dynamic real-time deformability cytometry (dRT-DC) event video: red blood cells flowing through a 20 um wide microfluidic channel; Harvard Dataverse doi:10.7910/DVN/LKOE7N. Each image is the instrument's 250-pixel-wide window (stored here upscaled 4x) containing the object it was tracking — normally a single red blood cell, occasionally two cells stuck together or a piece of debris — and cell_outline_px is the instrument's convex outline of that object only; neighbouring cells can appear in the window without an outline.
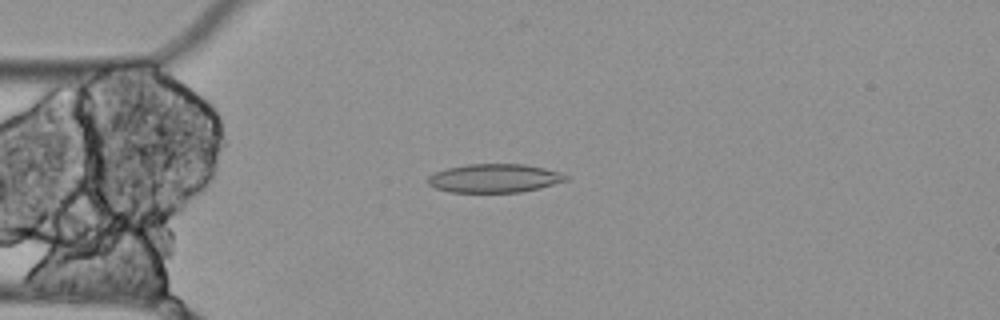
{"species": "Egyptian fruit bat (a non-hibernating species)", "species_latin": "Rousettus aegyptiacus", "temperature_condition": "cold", "stored_images_in_passage": 6, "camera_frame_rate_fps": 3000, "um_per_image_px": 0.085, "animal": {"sex": "female"}, "frame": {"image": 1, "passage_image": 4, "time_ms": 1.0, "image_size_px": [1000, 320], "cell_outline_px": [[568, 180], [540, 188], [520, 192], [448, 192], [436, 188], [428, 184], [424, 180], [428, 176], [436, 172], [448, 168], [464, 164], [524, 164], [544, 168], [560, 172], [568, 176]], "centroid_in_image_um": [42.0, 15.15], "position_along_channel_um": 43.0, "area_um2": 23.12}}
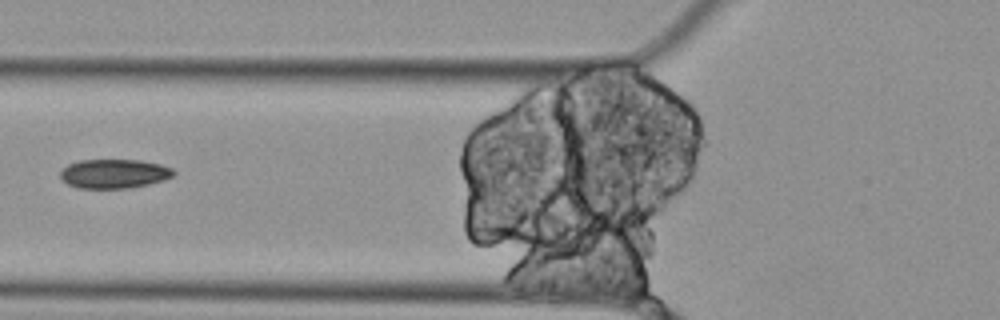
{"frame": {"image": 2, "passage_image": 6, "time_ms": 1.667, "image_size_px": [1000, 320], "cell_outline_px": [[176, 172], [172, 176], [164, 180], [148, 184], [128, 188], [76, 188], [68, 184], [60, 176], [60, 172], [68, 164], [80, 160], [140, 160], [160, 164], [172, 168]], "centroid_in_image_um": [9.71, 14.76], "position_along_channel_um": 116.1, "area_um2": 19.19}}